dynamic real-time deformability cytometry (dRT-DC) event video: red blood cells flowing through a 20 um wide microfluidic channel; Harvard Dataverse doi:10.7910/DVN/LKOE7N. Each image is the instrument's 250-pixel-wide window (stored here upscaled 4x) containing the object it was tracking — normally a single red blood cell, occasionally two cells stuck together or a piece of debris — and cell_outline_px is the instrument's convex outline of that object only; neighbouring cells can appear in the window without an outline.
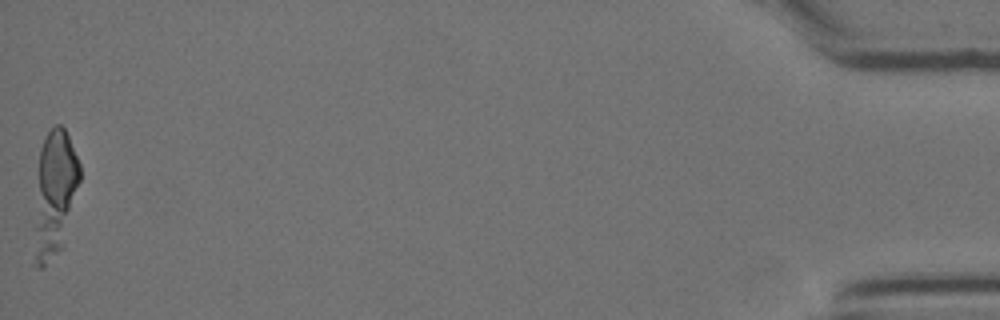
{"species": "Egyptian fruit bat (a non-hibernating species)", "species_latin": "Rousettus aegyptiacus", "temperature_condition": "cold", "stored_images_in_passage": 53, "segment_of_instrument_passage": [2, 2], "camera_frame_rate_fps": 3000, "um_per_image_px": 0.085, "animal": {"sex": "female"}, "frame": {"image": 1, "passage_image": 53, "time_ms": 17.333, "image_size_px": [1000, 320], "cell_outline_px": [[80, 180], [64, 248], [44, 268], [36, 268], [32, 228], [40, 148], [48, 132], [56, 124], [60, 124], [64, 128], [68, 136], [80, 164]], "centroid_in_image_um": [4.62, 16.59], "position_along_channel_um": 430.6, "area_um2": 34.28}}